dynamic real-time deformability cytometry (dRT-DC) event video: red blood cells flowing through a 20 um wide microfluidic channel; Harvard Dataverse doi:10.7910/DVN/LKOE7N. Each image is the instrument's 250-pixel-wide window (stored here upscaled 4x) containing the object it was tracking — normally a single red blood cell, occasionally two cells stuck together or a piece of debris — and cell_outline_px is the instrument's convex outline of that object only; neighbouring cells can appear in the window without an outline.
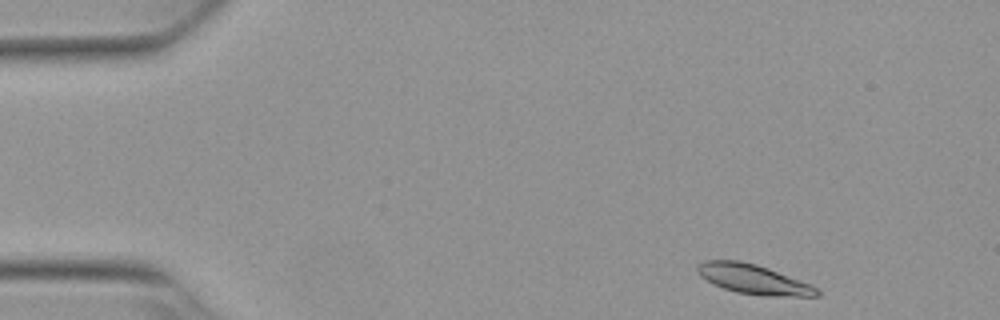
{"species": "Egyptian fruit bat (a non-hibernating species)", "species_latin": "Rousettus aegyptiacus", "temperature_condition": "warm", "stored_images_in_passage": 49, "camera_frame_rate_fps": 3000, "um_per_image_px": 0.085, "animal": {"sex": "female"}, "frame": {"image": 1, "passage_image": 2, "time_ms": 0.333, "image_size_px": [1000, 320], "cell_outline_px": [[820, 296], [764, 296], [736, 292], [712, 284], [700, 276], [696, 272], [696, 268], [704, 260], [740, 260], [756, 264], [768, 268], [812, 284], [820, 292]], "centroid_in_image_um": [64.03, 23.73], "position_along_channel_um": 21.0, "area_um2": 20.75}}
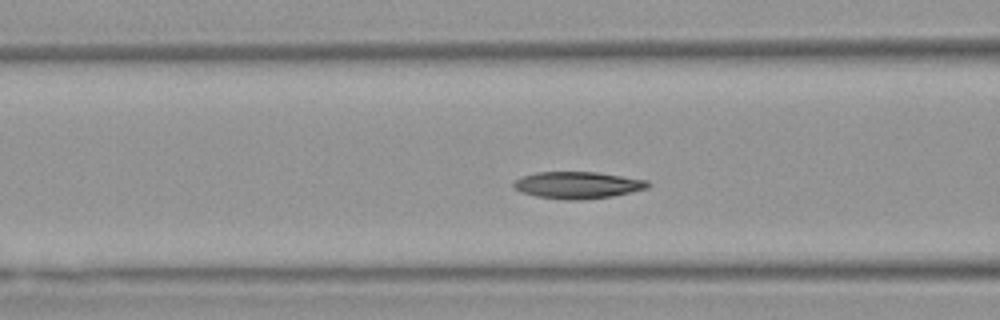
{"frame": {"image": 2, "passage_image": 17, "time_ms": 5.333, "image_size_px": [1000, 320], "cell_outline_px": [[652, 184], [648, 188], [632, 192], [612, 196], [576, 200], [568, 200], [536, 196], [520, 192], [512, 188], [512, 184], [516, 180], [524, 176], [536, 172], [596, 172], [648, 180]], "centroid_in_image_um": [49.11, 15.73], "position_along_channel_um": 117.5, "area_um2": 21.04}}
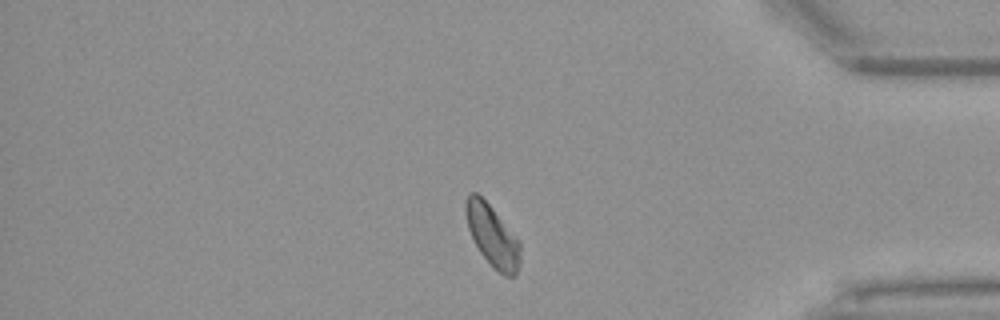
{"frame": {"image": 3, "passage_image": 41, "time_ms": 13.333, "image_size_px": [1000, 320], "cell_outline_px": [[520, 264], [516, 276], [504, 276], [480, 252], [468, 228], [464, 212], [464, 204], [468, 192], [476, 192], [492, 208], [520, 244]], "centroid_in_image_um": [41.82, 20.02], "position_along_channel_um": 393.4, "area_um2": 19.02}, "authors_computed_cell_mechanics": {"area_um2": 20.4034, "velocity_mm_per_s": 3.7945, "shape_relaxation_time_tau1_ms": 3.5644, "shape_relaxation_time_tau2_ms": 8.1662, "deformation_change_tau1": 0.1184, "deformation_change_tau2": 0.1037}}